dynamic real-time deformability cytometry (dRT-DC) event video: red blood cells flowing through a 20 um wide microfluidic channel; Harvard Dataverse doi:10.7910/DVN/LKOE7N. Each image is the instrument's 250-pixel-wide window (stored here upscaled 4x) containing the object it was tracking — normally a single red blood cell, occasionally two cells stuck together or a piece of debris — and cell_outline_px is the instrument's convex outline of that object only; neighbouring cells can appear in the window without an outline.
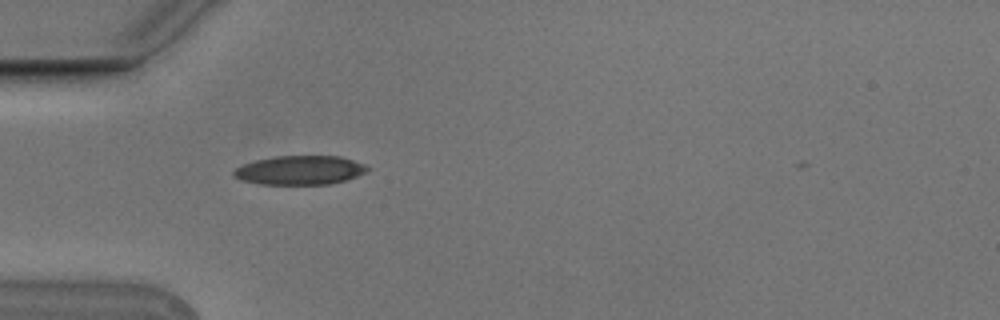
{"species": "Egyptian fruit bat (a non-hibernating species)", "species_latin": "Rousettus aegyptiacus", "temperature_condition": "cold", "stored_images_in_passage": 8, "camera_frame_rate_fps": 3000, "um_per_image_px": 0.085, "animal": {"sex": "male"}, "frame": {"image": 1, "passage_image": 2, "time_ms": 0.333, "image_size_px": [1000, 320], "cell_outline_px": [[368, 168], [364, 172], [356, 176], [344, 180], [328, 184], [260, 184], [244, 180], [232, 176], [232, 172], [236, 168], [244, 164], [256, 160], [276, 156], [340, 156], [364, 164]], "centroid_in_image_um": [25.45, 14.46], "position_along_channel_um": 59.5, "area_um2": 22.25}}
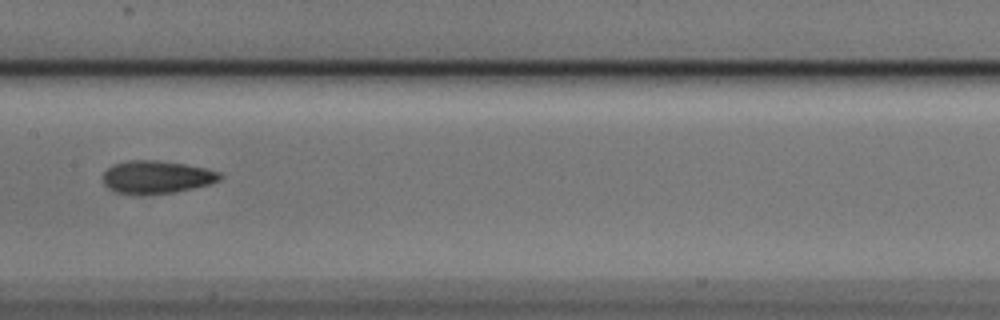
{"frame": {"image": 2, "passage_image": 5, "time_ms": 1.333, "image_size_px": [1000, 320], "cell_outline_px": [[224, 176], [220, 180], [212, 184], [176, 192], [136, 196], [132, 196], [116, 192], [108, 188], [104, 184], [104, 172], [112, 164], [128, 160], [156, 160], [184, 164], [204, 168], [220, 172]], "centroid_in_image_um": [13.31, 15.07], "position_along_channel_um": 194.1, "area_um2": 22.83}}
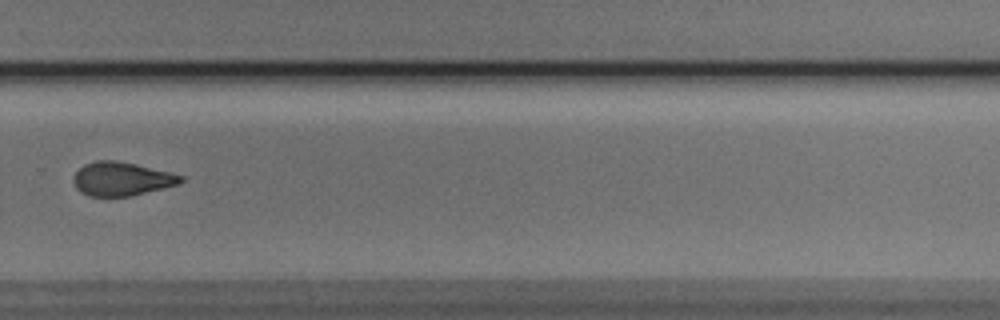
{"frame": {"image": 3, "passage_image": 8, "time_ms": 2.333, "image_size_px": [1000, 320], "cell_outline_px": [[184, 180], [180, 184], [164, 188], [128, 196], [88, 196], [80, 192], [76, 188], [72, 180], [72, 176], [84, 164], [96, 160], [116, 160], [136, 164], [184, 176]], "centroid_in_image_um": [10.31, 15.2], "position_along_channel_um": 319.5, "area_um2": 21.1}}